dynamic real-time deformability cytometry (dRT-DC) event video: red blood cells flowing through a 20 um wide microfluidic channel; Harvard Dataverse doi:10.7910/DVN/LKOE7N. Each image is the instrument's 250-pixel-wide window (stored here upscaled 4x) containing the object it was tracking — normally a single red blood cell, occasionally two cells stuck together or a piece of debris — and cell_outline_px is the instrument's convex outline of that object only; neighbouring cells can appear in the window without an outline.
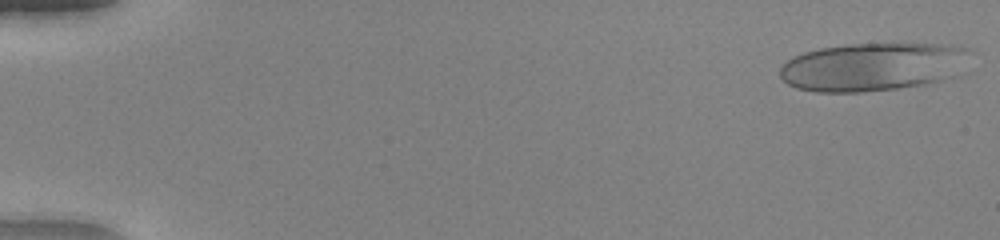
{"species": "human", "species_latin": "Homo sapiens", "temperature_condition": "warm", "stored_images_in_passage": 51, "camera_frame_rate_fps": 3000, "um_per_image_px": 0.085, "donor": {"sex": "female"}, "frame": {"image": 1, "passage_image": 2, "time_ms": 0.333, "image_size_px": [1000, 240], "cell_outline_px": [[956, 76], [944, 80], [924, 84], [896, 88], [860, 92], [816, 92], [796, 88], [788, 84], [780, 76], [780, 68], [788, 60], [804, 52], [820, 48], [856, 44], [928, 44], [948, 48]], "centroid_in_image_um": [73.77, 5.74], "position_along_channel_um": 11.2, "area_um2": 50.23}}
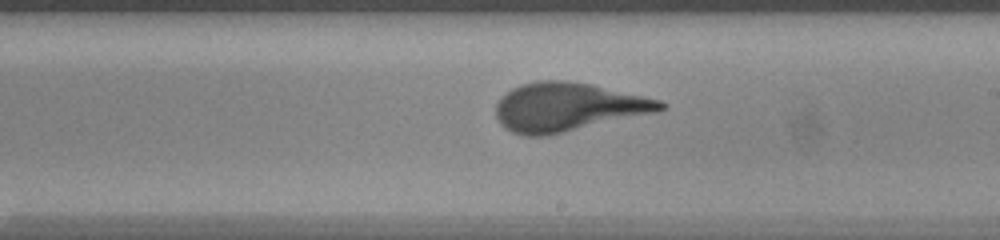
{"frame": {"image": 2, "passage_image": 31, "time_ms": 10.0, "image_size_px": [1000, 240], "cell_outline_px": [[664, 108], [656, 112], [564, 132], [544, 136], [520, 136], [504, 128], [500, 124], [496, 116], [496, 104], [500, 96], [512, 88], [520, 84], [536, 80], [564, 80], [588, 84], [660, 100], [664, 104]], "centroid_in_image_um": [48.16, 9.1], "position_along_channel_um": 240.8, "area_um2": 46.24}}
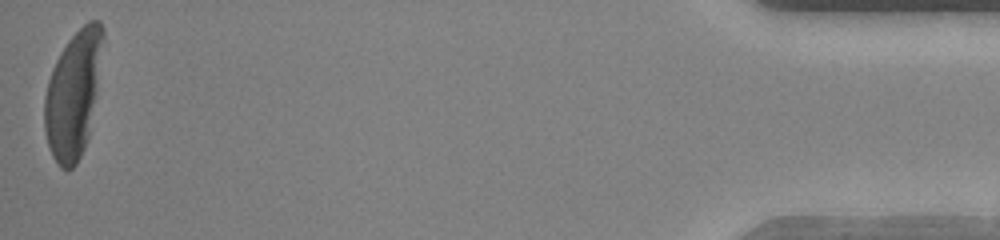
{"frame": {"image": 3, "passage_image": 51, "time_ms": 16.667, "image_size_px": [1000, 240], "cell_outline_px": [[104, 40], [88, 136], [84, 148], [76, 164], [68, 172], [60, 168], [56, 164], [48, 148], [44, 128], [44, 96], [48, 80], [56, 60], [60, 52], [68, 40], [88, 20], [100, 20], [104, 28]], "centroid_in_image_um": [6.2, 8.03], "position_along_channel_um": 429.0, "area_um2": 43.0}}